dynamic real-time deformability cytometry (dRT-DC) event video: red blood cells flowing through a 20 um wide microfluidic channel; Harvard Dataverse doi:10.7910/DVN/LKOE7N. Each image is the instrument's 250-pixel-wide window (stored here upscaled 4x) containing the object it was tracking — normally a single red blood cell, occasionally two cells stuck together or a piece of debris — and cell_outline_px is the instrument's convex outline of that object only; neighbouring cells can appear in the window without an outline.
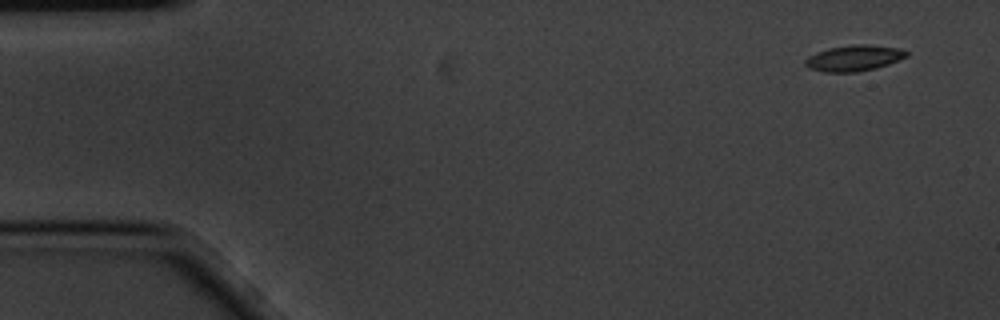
{"species": "common noctule bat (a hibernating species)", "species_latin": "Nyctalus noctula", "temperature_condition": "cold", "stored_images_in_passage": 2, "camera_frame_rate_fps": 3000, "um_per_image_px": 0.085, "animal": {"sex": "male", "body_mass_g": 20.1, "forearm_length_mm": 53.5}, "frame": {"image": 1, "passage_image": 1, "time_ms": 0.0, "image_size_px": [1000, 320], "cell_outline_px": [[908, 56], [888, 64], [876, 68], [856, 72], [824, 72], [808, 68], [804, 64], [804, 60], [808, 56], [816, 52], [828, 48], [856, 44], [864, 44], [896, 48], [908, 52]], "centroid_in_image_um": [72.53, 4.94], "position_along_channel_um": 12.5, "area_um2": 15.2}}